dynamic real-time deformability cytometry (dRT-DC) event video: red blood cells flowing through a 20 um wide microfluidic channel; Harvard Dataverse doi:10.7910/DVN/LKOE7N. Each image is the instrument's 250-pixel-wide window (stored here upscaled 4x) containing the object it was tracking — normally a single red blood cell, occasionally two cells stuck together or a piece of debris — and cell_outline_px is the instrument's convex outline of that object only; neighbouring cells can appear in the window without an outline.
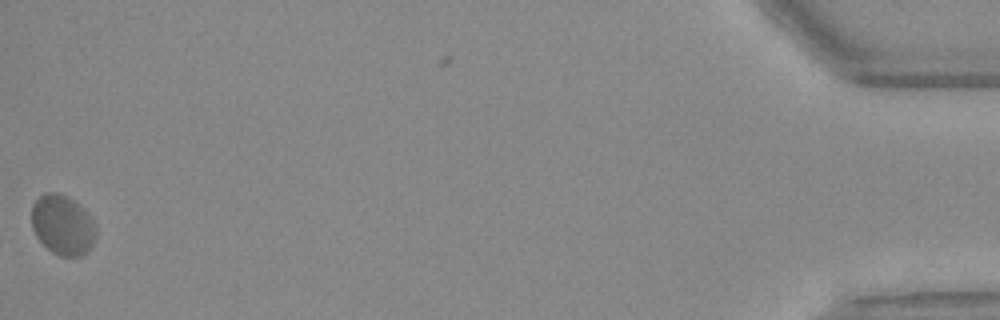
{"species": "Egyptian fruit bat (a non-hibernating species)", "species_latin": "Rousettus aegyptiacus", "temperature_condition": "warm", "stored_images_in_passage": 40, "camera_frame_rate_fps": 3000, "um_per_image_px": 0.085, "animal": {"sex": "female"}, "frame": {"image": 1, "passage_image": 39, "time_ms": 12.667, "image_size_px": [1000, 320], "cell_outline_px": [[96, 236], [92, 244], [80, 256], [60, 256], [52, 252], [36, 236], [32, 228], [32, 204], [44, 192], [56, 192], [68, 196], [92, 220], [96, 228]], "centroid_in_image_um": [5.28, 19.11], "position_along_channel_um": 429.9, "area_um2": 22.02}, "authors_computed_cell_mechanics": {"area_um2": 20.7502, "velocity_mm_per_s": 3.7056, "shape_relaxation_time_tau1_ms": null, "shape_relaxation_time_tau2_ms": 3.6037, "deformation_change_tau1": null, "deformation_change_tau2": 0.0547}}